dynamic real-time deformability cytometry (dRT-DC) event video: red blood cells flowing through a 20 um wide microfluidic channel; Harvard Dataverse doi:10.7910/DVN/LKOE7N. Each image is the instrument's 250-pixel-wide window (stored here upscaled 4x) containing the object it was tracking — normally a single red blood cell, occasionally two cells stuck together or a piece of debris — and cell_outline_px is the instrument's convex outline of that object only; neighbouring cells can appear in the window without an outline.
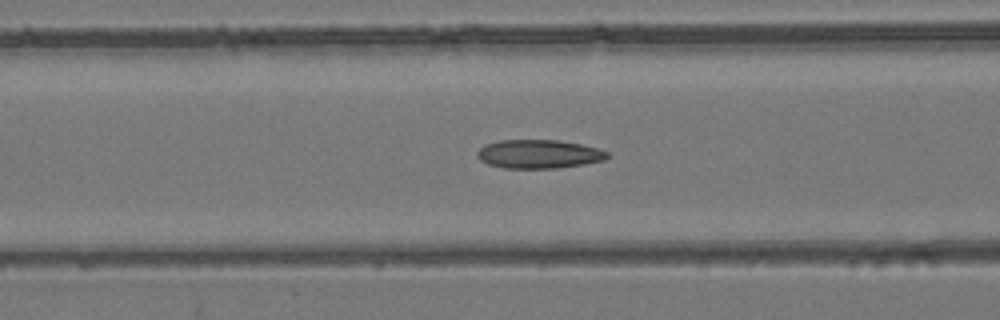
{"species": "common noctule bat (a hibernating species)", "species_latin": "Nyctalus noctula", "temperature_condition": "room temperature", "stored_images_in_passage": 46, "camera_frame_rate_fps": 3000, "um_per_image_px": 0.085, "animal": {"sex": "female", "body_mass_g": 24.6, "forearm_length_mm": 56.2}, "frame": {"image": 1, "passage_image": 14, "time_ms": 4.333, "image_size_px": [1000, 320], "cell_outline_px": [[608, 156], [604, 160], [584, 164], [556, 168], [504, 168], [488, 164], [480, 160], [476, 156], [476, 152], [484, 144], [500, 140], [556, 140], [580, 144], [600, 148], [608, 152]], "centroid_in_image_um": [45.78, 13.09], "position_along_channel_um": 120.8, "area_um2": 21.79}}
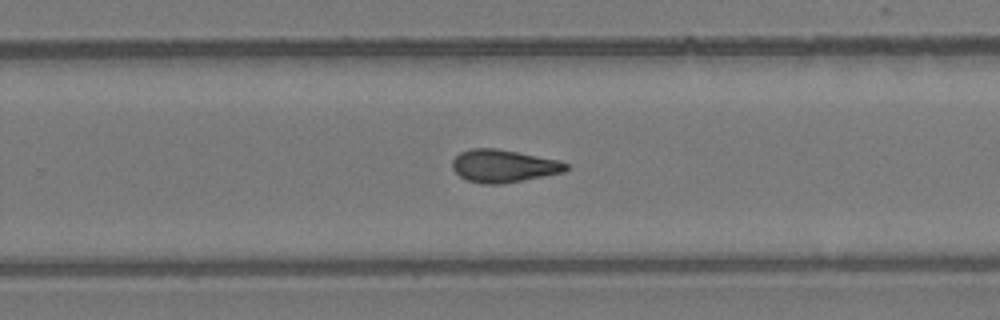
{"frame": {"image": 2, "passage_image": 27, "time_ms": 8.667, "image_size_px": [1000, 320], "cell_outline_px": [[568, 172], [504, 184], [484, 184], [468, 180], [460, 176], [452, 168], [452, 160], [460, 152], [472, 148], [496, 148], [560, 160], [568, 164]], "centroid_in_image_um": [42.85, 14.11], "position_along_channel_um": 287.0, "area_um2": 21.91}}
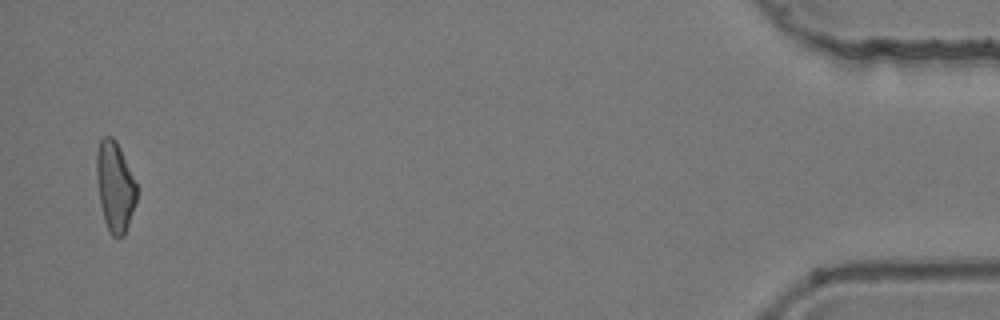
{"frame": {"image": 3, "passage_image": 45, "time_ms": 14.667, "image_size_px": [1000, 320], "cell_outline_px": [[136, 204], [124, 236], [112, 236], [108, 232], [104, 220], [100, 204], [96, 176], [96, 152], [100, 140], [104, 136], [112, 136], [116, 140], [120, 148], [136, 184]], "centroid_in_image_um": [9.75, 15.86], "position_along_channel_um": 425.4, "area_um2": 21.04}, "authors_computed_cell_mechanics": {"area_um2": 21.386, "velocity_mm_per_s": 3.8432, "shape_relaxation_time_tau1_ms": 7.941, "shape_relaxation_time_tau2_ms": 2.449, "deformation_change_tau1": 0.201, "deformation_change_tau2": 0.1012}}